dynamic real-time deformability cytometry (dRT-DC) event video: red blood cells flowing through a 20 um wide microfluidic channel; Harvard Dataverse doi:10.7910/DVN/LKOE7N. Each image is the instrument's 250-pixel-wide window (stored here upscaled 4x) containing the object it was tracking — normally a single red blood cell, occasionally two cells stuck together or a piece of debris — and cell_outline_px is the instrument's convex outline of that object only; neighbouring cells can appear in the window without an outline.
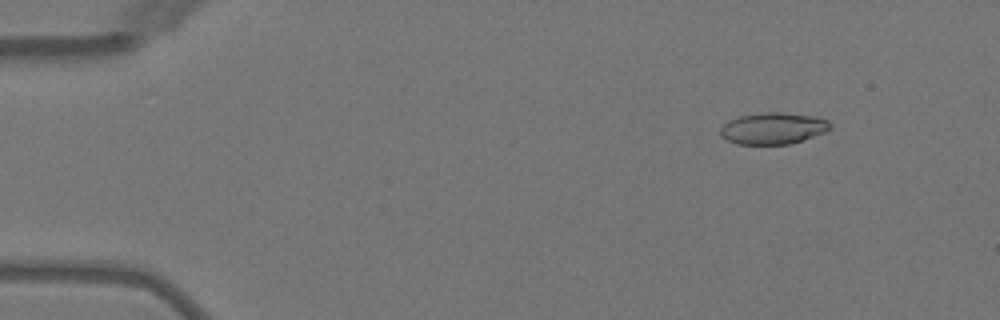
{"species": "Egyptian fruit bat (a non-hibernating species)", "species_latin": "Rousettus aegyptiacus", "temperature_condition": "warm", "stored_images_in_passage": 6, "camera_frame_rate_fps": 3000, "um_per_image_px": 0.085, "animal": {"sex": "female"}, "frame": {"image": 1, "passage_image": 2, "time_ms": 1.0, "image_size_px": [1000, 320], "cell_outline_px": [[832, 128], [824, 132], [792, 144], [736, 144], [720, 136], [720, 128], [728, 120], [740, 116], [764, 112], [780, 112], [820, 116], [828, 120], [832, 124]], "centroid_in_image_um": [65.74, 10.9], "position_along_channel_um": 19.3, "area_um2": 20.46}}
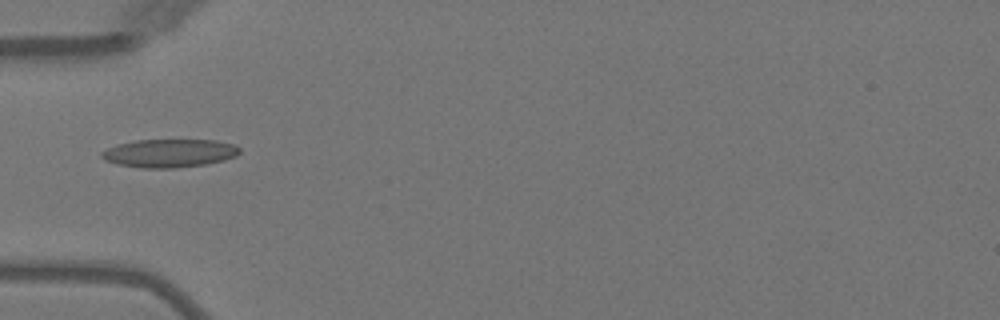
{"frame": {"image": 2, "passage_image": 5, "time_ms": 4.667, "image_size_px": [1000, 320], "cell_outline_px": [[240, 152], [236, 156], [224, 160], [204, 164], [176, 168], [140, 168], [116, 164], [104, 160], [100, 156], [100, 152], [116, 144], [136, 140], [216, 140], [236, 144], [240, 148]], "centroid_in_image_um": [14.38, 13.02], "position_along_channel_um": 70.6, "area_um2": 22.95}}
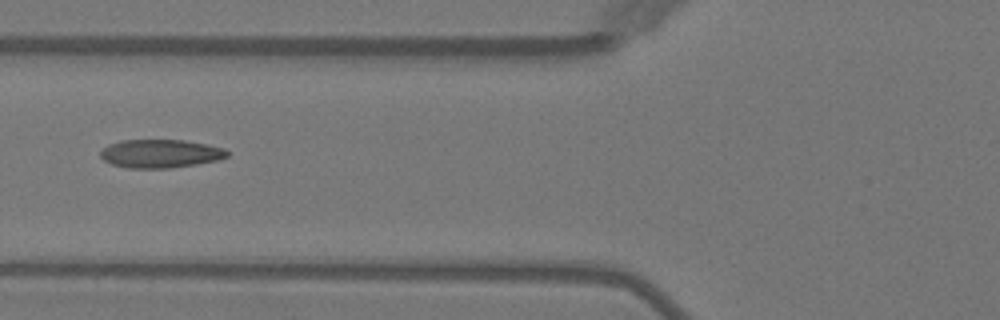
{"frame": {"image": 3, "passage_image": 6, "time_ms": 5.667, "image_size_px": [1000, 320], "cell_outline_px": [[228, 156], [216, 160], [196, 164], [168, 168], [128, 168], [112, 164], [104, 160], [100, 156], [100, 152], [108, 144], [120, 140], [184, 140], [208, 144], [224, 148], [228, 152]], "centroid_in_image_um": [13.62, 13.05], "position_along_channel_um": 112.2, "area_um2": 20.92}}